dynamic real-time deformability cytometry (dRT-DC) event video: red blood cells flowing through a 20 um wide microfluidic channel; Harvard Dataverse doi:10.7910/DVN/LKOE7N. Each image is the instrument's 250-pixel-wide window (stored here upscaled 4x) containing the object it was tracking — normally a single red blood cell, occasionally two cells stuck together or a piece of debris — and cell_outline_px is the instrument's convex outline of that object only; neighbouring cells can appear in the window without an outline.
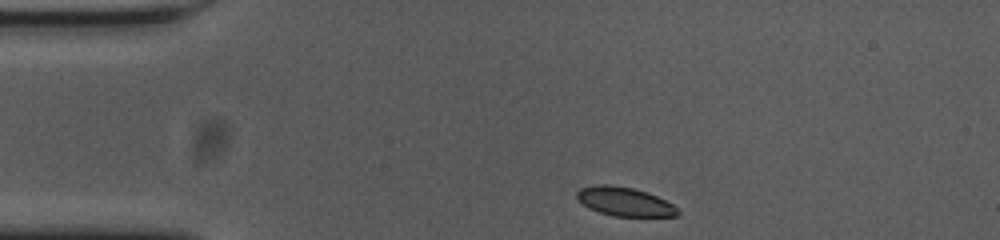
{"species": "common noctule bat (a hibernating species)", "species_latin": "Nyctalus noctula", "temperature_condition": "cold", "stored_images_in_passage": 38, "camera_frame_rate_fps": 3000, "um_per_image_px": 0.085, "animal": {"sex": "female", "body_mass_g": 23.0, "forearm_length_mm": 53.4}, "frame": {"image": 1, "passage_image": 1, "time_ms": 0.0, "image_size_px": [1000, 240], "cell_outline_px": [[680, 212], [676, 216], [612, 216], [588, 208], [576, 196], [576, 192], [580, 188], [596, 184], [608, 184], [632, 188], [648, 192], [672, 204]], "centroid_in_image_um": [53.07, 17.13], "position_along_channel_um": 31.9, "area_um2": 16.82}}
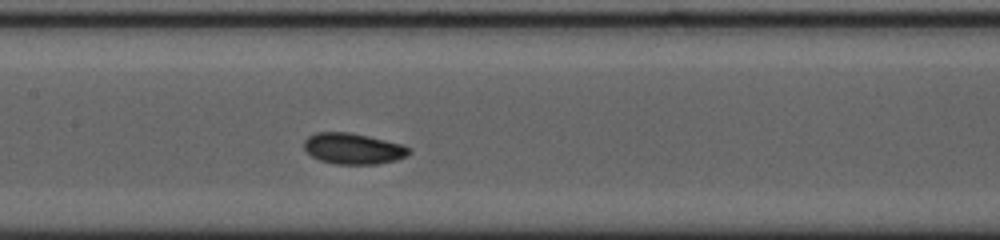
{"frame": {"image": 2, "passage_image": 17, "time_ms": 5.333, "image_size_px": [1000, 240], "cell_outline_px": [[412, 152], [408, 156], [396, 160], [376, 164], [336, 164], [320, 160], [312, 156], [304, 148], [304, 140], [308, 136], [316, 132], [348, 132], [368, 136], [400, 144], [412, 148]], "centroid_in_image_um": [30.03, 12.63], "position_along_channel_um": 177.4, "area_um2": 18.96}}
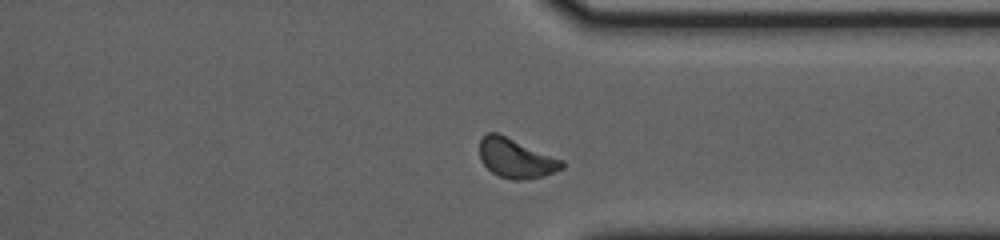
{"frame": {"image": 3, "passage_image": 33, "time_ms": 10.667, "image_size_px": [1000, 240], "cell_outline_px": [[564, 168], [544, 176], [524, 180], [516, 180], [500, 176], [492, 172], [480, 160], [480, 140], [488, 132], [496, 132], [564, 160]], "centroid_in_image_um": [43.87, 13.46], "position_along_channel_um": 367.5, "area_um2": 18.79}, "authors_computed_cell_mechanics": {"area_um2": 18.4093, "velocity_mm_per_s": 3.5978, "shape_relaxation_time_tau1_ms": 2.6685, "shape_relaxation_time_tau2_ms": null, "deformation_change_tau1": 0.0776, "deformation_change_tau2": null}}